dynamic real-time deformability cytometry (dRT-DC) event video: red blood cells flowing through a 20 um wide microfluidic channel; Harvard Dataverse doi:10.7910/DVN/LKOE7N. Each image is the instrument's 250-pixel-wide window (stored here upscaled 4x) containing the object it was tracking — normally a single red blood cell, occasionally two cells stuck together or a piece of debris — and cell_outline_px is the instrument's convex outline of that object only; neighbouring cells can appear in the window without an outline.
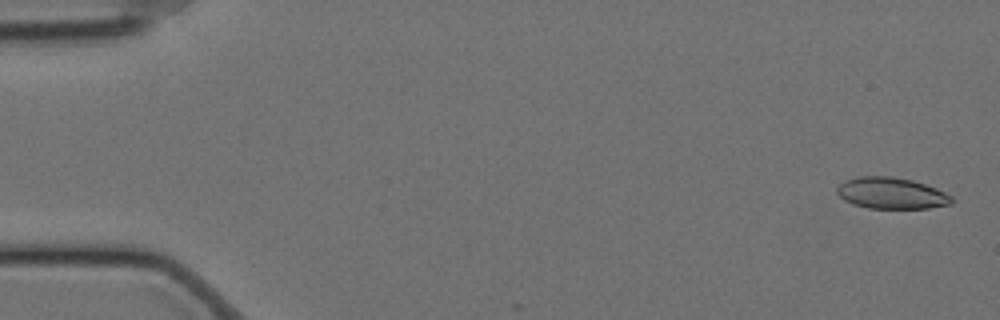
{"species": "Egyptian fruit bat (a non-hibernating species)", "species_latin": "Rousettus aegyptiacus", "temperature_condition": "cold", "stored_images_in_passage": 5, "camera_frame_rate_fps": 3000, "um_per_image_px": 0.085, "animal": {"sex": "female"}, "frame": {"image": 1, "passage_image": 2, "time_ms": 0.333, "image_size_px": [1000, 320], "cell_outline_px": [[952, 204], [928, 208], [868, 208], [852, 204], [844, 200], [836, 192], [836, 188], [844, 180], [860, 176], [892, 176], [912, 180], [936, 188], [952, 196]], "centroid_in_image_um": [75.74, 16.42], "position_along_channel_um": 9.3, "area_um2": 20.98}}